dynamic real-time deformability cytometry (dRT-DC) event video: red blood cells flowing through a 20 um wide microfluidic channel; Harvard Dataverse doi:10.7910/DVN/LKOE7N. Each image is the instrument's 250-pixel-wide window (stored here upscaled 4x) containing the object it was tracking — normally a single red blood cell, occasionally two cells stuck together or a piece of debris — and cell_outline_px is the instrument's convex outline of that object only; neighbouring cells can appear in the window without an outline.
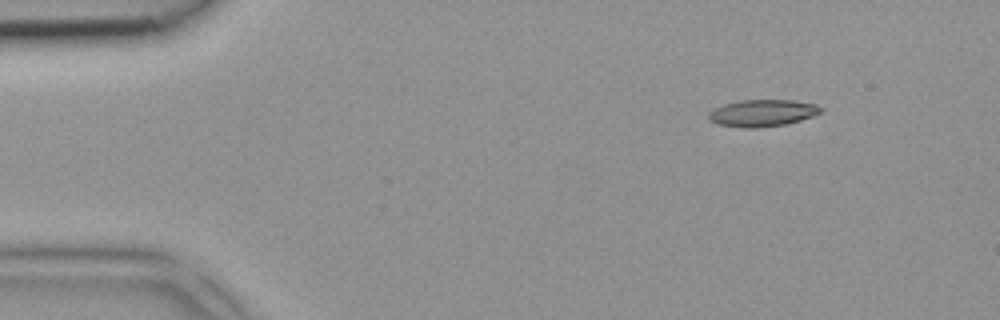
{"species": "common noctule bat (a hibernating species)", "species_latin": "Nyctalus noctula", "temperature_condition": "room temperature", "stored_images_in_passage": 5, "camera_frame_rate_fps": 3000, "um_per_image_px": 0.085, "animal": {"sex": "female", "body_mass_g": 18.4}, "frame": {"image": 1, "passage_image": 5, "time_ms": 1.333, "image_size_px": [1000, 320], "cell_outline_px": [[820, 112], [812, 116], [800, 120], [784, 124], [756, 128], [744, 128], [716, 124], [708, 120], [708, 112], [712, 108], [724, 104], [740, 100], [792, 100], [816, 104], [820, 108]], "centroid_in_image_um": [64.72, 9.61], "position_along_channel_um": 20.3, "area_um2": 17.57}}